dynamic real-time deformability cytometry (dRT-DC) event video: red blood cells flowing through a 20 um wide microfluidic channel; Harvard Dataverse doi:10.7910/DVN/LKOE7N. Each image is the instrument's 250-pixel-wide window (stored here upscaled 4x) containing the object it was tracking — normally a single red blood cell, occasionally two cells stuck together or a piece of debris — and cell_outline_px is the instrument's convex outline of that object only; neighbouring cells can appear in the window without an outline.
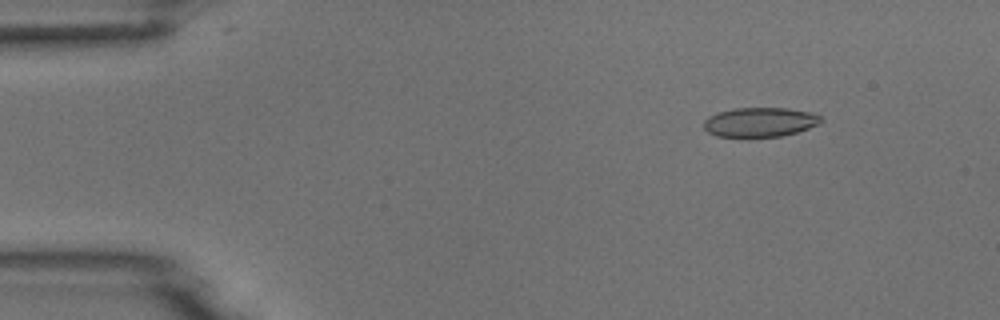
{"species": "common noctule bat (a hibernating species)", "species_latin": "Nyctalus noctula", "temperature_condition": "room temperature", "stored_images_in_passage": 7, "camera_frame_rate_fps": 3000, "um_per_image_px": 0.085, "animal": {"sex": "male", "body_mass_g": 18.8}, "frame": {"image": 1, "passage_image": 2, "time_ms": 1.333, "image_size_px": [1000, 320], "cell_outline_px": [[824, 120], [820, 124], [796, 132], [780, 136], [748, 140], [716, 136], [708, 132], [704, 128], [704, 120], [708, 116], [732, 108], [788, 108], [812, 112], [820, 116]], "centroid_in_image_um": [64.57, 10.42], "position_along_channel_um": 20.4, "area_um2": 20.92}}
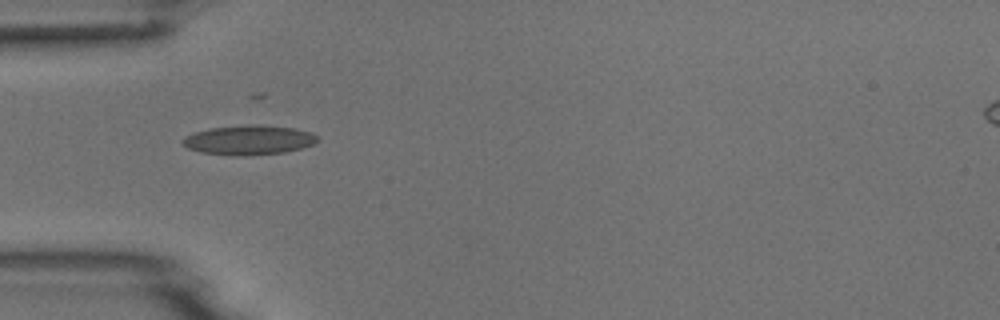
{"frame": {"image": 2, "passage_image": 5, "time_ms": 4.667, "image_size_px": [1000, 320], "cell_outline_px": [[316, 140], [312, 144], [300, 148], [284, 152], [240, 156], [236, 156], [200, 152], [188, 148], [180, 140], [184, 136], [196, 132], [212, 128], [252, 124], [256, 124], [296, 128], [312, 132], [316, 136]], "centroid_in_image_um": [21.13, 11.89], "position_along_channel_um": 63.9, "area_um2": 23.0}}